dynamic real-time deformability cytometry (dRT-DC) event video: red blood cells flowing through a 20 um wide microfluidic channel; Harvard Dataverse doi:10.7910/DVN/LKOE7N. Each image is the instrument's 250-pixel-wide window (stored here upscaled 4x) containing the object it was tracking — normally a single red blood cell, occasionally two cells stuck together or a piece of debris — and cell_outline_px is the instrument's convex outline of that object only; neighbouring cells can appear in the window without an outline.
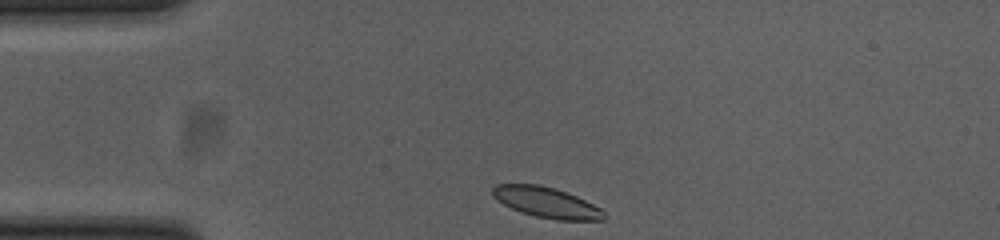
{"species": "common noctule bat (a hibernating species)", "species_latin": "Nyctalus noctula", "temperature_condition": "cold", "stored_images_in_passage": 34, "camera_frame_rate_fps": 3000, "um_per_image_px": 0.085, "animal": {"sex": "female", "body_mass_g": 23.0, "forearm_length_mm": 53.4}, "frame": {"image": 1, "passage_image": 1, "time_ms": 0.0, "image_size_px": [1000, 240], "cell_outline_px": [[604, 220], [556, 220], [536, 216], [520, 212], [504, 204], [492, 196], [492, 188], [496, 184], [540, 184], [576, 196], [600, 208], [604, 212]], "centroid_in_image_um": [46.42, 17.21], "position_along_channel_um": 38.6, "area_um2": 19.54}}
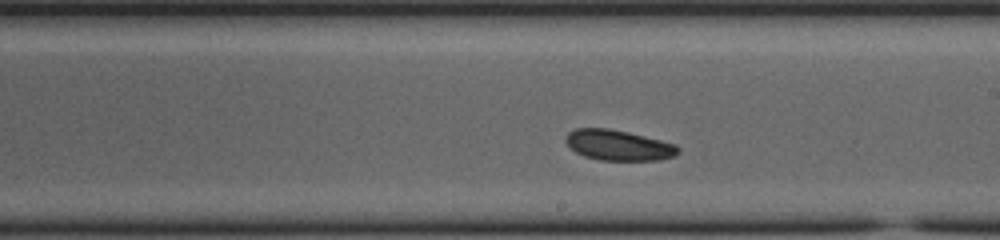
{"frame": {"image": 2, "passage_image": 20, "time_ms": 6.333, "image_size_px": [1000, 240], "cell_outline_px": [[680, 152], [676, 156], [660, 160], [600, 160], [584, 156], [576, 152], [564, 140], [564, 136], [568, 132], [576, 128], [608, 128], [628, 132], [676, 144], [680, 148]], "centroid_in_image_um": [52.58, 12.34], "position_along_channel_um": 236.4, "area_um2": 20.06}}
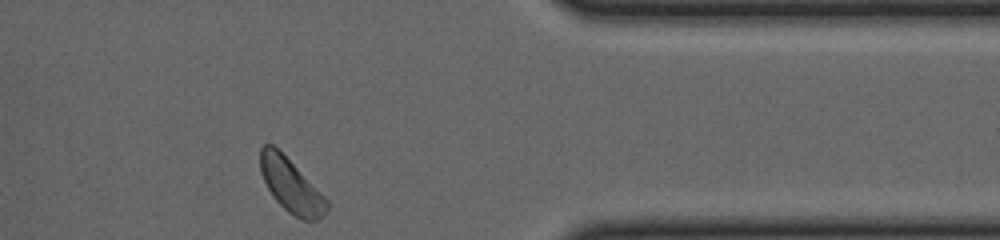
{"frame": {"image": 3, "passage_image": 34, "time_ms": 11.0, "image_size_px": [1000, 240], "cell_outline_px": [[328, 208], [324, 216], [316, 220], [304, 220], [288, 212], [272, 196], [260, 172], [260, 148], [264, 144], [272, 144], [328, 200]], "centroid_in_image_um": [24.72, 15.8], "position_along_channel_um": 386.7, "area_um2": 20.17}, "authors_computed_cell_mechanics": {"area_um2": 20.4323, "velocity_mm_per_s": 3.6273, "shape_relaxation_time_tau1_ms": 3.8144, "shape_relaxation_time_tau2_ms": null, "deformation_change_tau1": 0.092, "deformation_change_tau2": null}}